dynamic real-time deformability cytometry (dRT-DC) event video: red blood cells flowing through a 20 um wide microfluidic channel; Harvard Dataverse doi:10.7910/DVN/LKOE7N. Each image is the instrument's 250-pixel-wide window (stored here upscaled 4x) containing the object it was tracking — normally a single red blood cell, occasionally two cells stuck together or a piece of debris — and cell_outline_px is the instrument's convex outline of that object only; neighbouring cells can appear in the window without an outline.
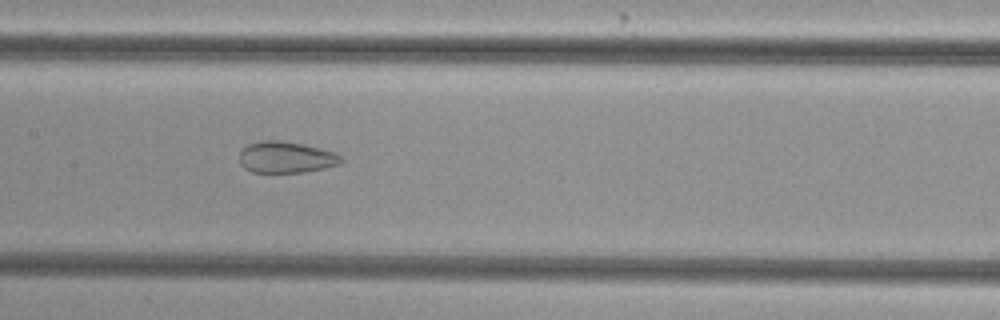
{"species": "common noctule bat (a hibernating species)", "species_latin": "Nyctalus noctula", "temperature_condition": "cold", "stored_images_in_passage": 55, "camera_frame_rate_fps": 3000, "um_per_image_px": 0.085, "animal": {"sex": "female", "body_mass_g": 29.2, "forearm_length_mm": 56.3}, "frame": {"image": 1, "passage_image": 28, "time_ms": 9.0, "image_size_px": [1000, 320], "cell_outline_px": [[344, 160], [340, 164], [324, 168], [304, 172], [252, 172], [244, 168], [240, 164], [240, 152], [248, 144], [260, 140], [280, 140], [304, 144], [336, 152]], "centroid_in_image_um": [24.32, 13.36], "position_along_channel_um": 183.1, "area_um2": 18.73}}
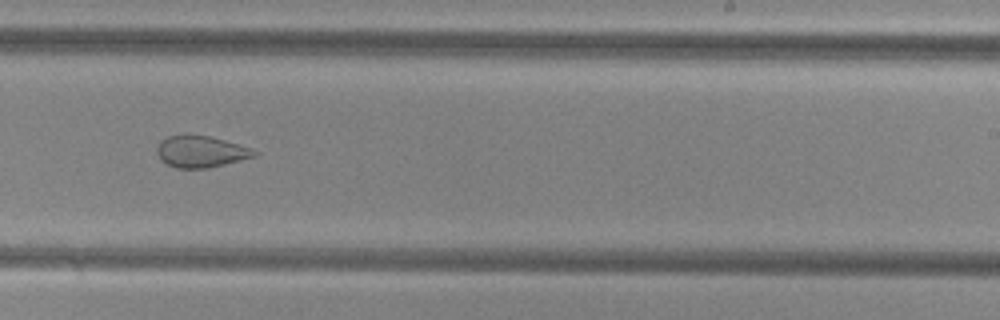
{"frame": {"image": 2, "passage_image": 35, "time_ms": 11.333, "image_size_px": [1000, 320], "cell_outline_px": [[260, 152], [256, 156], [208, 168], [176, 168], [160, 160], [156, 152], [156, 148], [160, 140], [168, 136], [184, 132], [212, 136], [252, 148]], "centroid_in_image_um": [17.05, 12.84], "position_along_channel_um": 272.0, "area_um2": 18.5}}
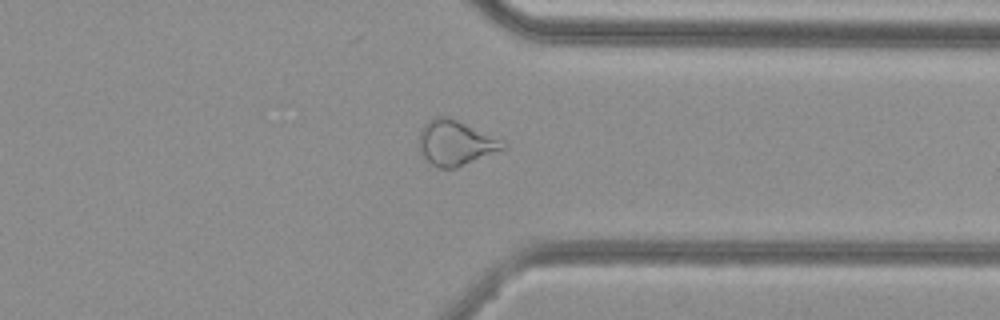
{"frame": {"image": 3, "passage_image": 43, "time_ms": 14.0, "image_size_px": [1000, 320], "cell_outline_px": [[508, 148], [456, 168], [436, 168], [424, 156], [420, 148], [420, 128], [432, 116], [448, 116], [504, 140], [508, 144]], "centroid_in_image_um": [38.76, 12.13], "position_along_channel_um": 372.6, "area_um2": 22.2}, "authors_computed_cell_mechanics": {"area_um2": 25.0852, "velocity_mm_per_s": 3.8187, "shape_relaxation_time_tau1_ms": null, "shape_relaxation_time_tau2_ms": 1.3044, "deformation_change_tau1": null, "deformation_change_tau2": 0.0815}}